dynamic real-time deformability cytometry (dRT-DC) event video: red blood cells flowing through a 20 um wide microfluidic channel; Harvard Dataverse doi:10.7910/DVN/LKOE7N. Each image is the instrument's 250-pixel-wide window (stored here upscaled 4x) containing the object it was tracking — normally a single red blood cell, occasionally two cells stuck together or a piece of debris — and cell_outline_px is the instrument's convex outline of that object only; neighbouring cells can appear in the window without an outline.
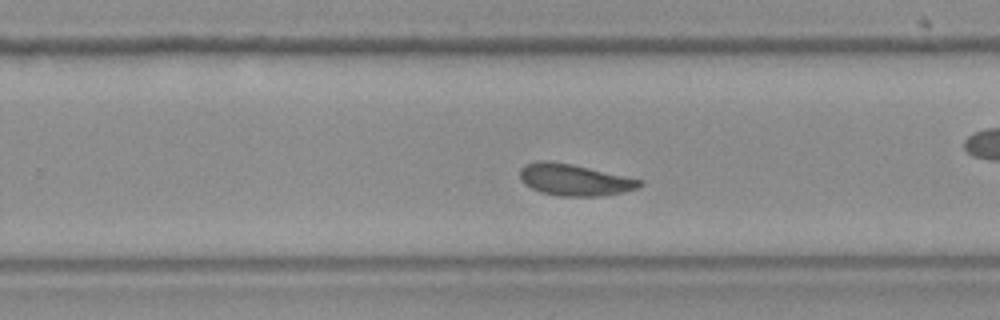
{"species": "Egyptian fruit bat (a non-hibernating species)", "species_latin": "Rousettus aegyptiacus", "temperature_condition": "room temperature", "stored_images_in_passage": 44, "camera_frame_rate_fps": 3000, "um_per_image_px": 0.085, "frame": {"image": 1, "passage_image": 26, "time_ms": 8.333, "image_size_px": [1000, 320], "cell_outline_px": [[644, 184], [636, 188], [624, 192], [600, 196], [560, 196], [540, 192], [524, 184], [520, 180], [520, 168], [524, 164], [536, 160], [552, 160], [572, 164], [640, 180]], "centroid_in_image_um": [48.74, 15.27], "position_along_channel_um": 281.1, "area_um2": 22.02}}
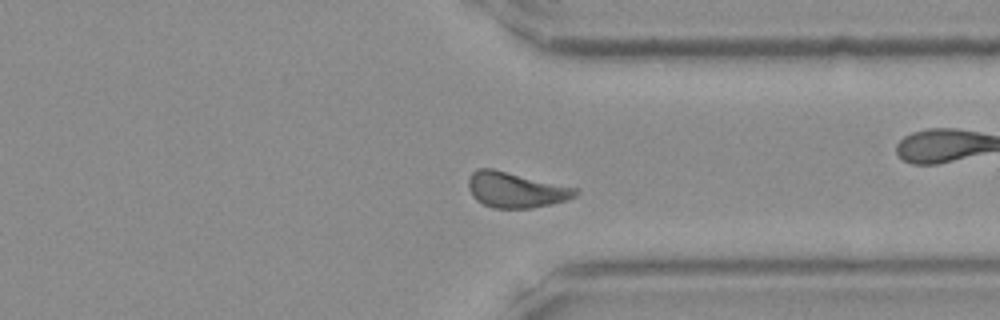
{"frame": {"image": 2, "passage_image": 32, "time_ms": 10.333, "image_size_px": [1000, 320], "cell_outline_px": [[580, 192], [576, 196], [552, 204], [532, 208], [492, 208], [476, 200], [472, 196], [468, 188], [468, 180], [472, 172], [476, 168], [492, 168], [580, 188]], "centroid_in_image_um": [43.85, 16.13], "position_along_channel_um": 367.5, "area_um2": 22.43}}